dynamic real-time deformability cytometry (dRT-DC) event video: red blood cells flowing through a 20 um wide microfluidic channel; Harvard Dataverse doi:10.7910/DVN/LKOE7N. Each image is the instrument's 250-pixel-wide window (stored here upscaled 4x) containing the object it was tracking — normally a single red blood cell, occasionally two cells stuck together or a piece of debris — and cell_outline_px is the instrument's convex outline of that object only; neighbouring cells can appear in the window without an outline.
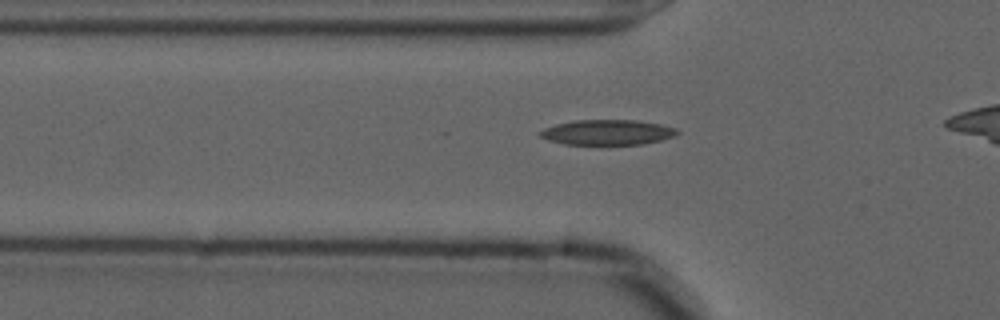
{"species": "common noctule bat (a hibernating species)", "species_latin": "Nyctalus noctula", "temperature_condition": "cold", "stored_images_in_passage": 33, "camera_frame_rate_fps": 3000, "um_per_image_px": 0.085, "animal": {"sex": "male", "forearm_length_mm": 52.5}, "frame": {"image": 1, "passage_image": 3, "time_ms": 0.667, "image_size_px": [1000, 320], "cell_outline_px": [[680, 132], [676, 136], [660, 140], [640, 144], [564, 144], [548, 140], [540, 136], [540, 132], [544, 128], [556, 124], [576, 120], [636, 120], [660, 124], [676, 128]], "centroid_in_image_um": [51.65, 11.24], "position_along_channel_um": 74.2, "area_um2": 20.0}}
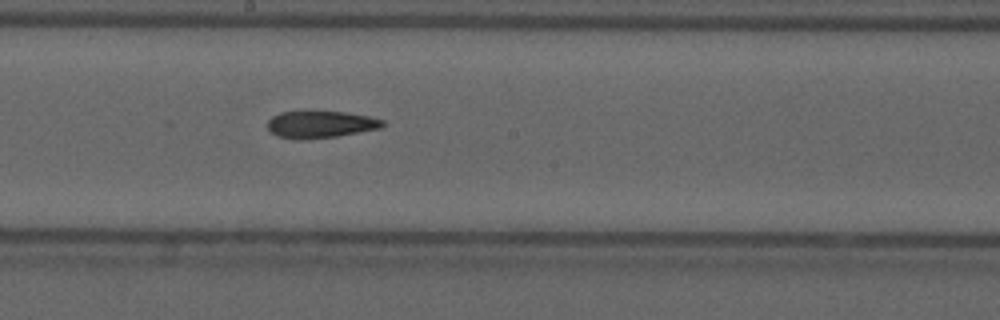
{"frame": {"image": 2, "passage_image": 15, "time_ms": 4.667, "image_size_px": [1000, 320], "cell_outline_px": [[384, 124], [380, 128], [336, 136], [304, 140], [292, 140], [276, 136], [268, 128], [268, 120], [272, 116], [280, 112], [344, 112], [368, 116], [384, 120]], "centroid_in_image_um": [27.2, 10.59], "position_along_channel_um": 221.0, "area_um2": 18.03}}
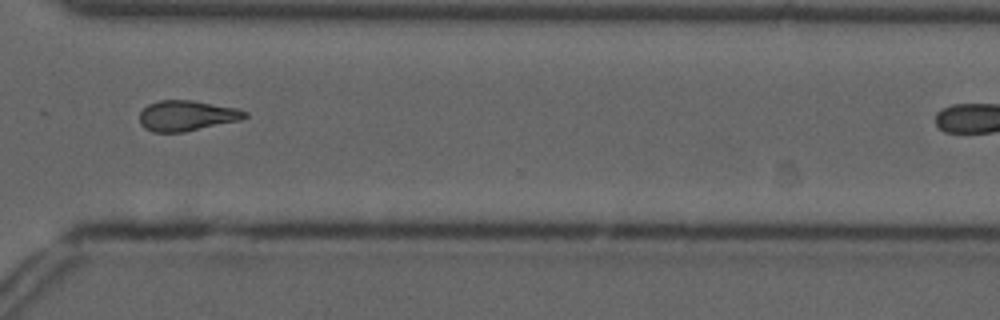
{"frame": {"image": 3, "passage_image": 26, "time_ms": 8.333, "image_size_px": [1000, 320], "cell_outline_px": [[248, 116], [240, 120], [184, 132], [152, 132], [144, 128], [140, 124], [140, 112], [148, 104], [160, 100], [192, 100], [236, 108], [248, 112]], "centroid_in_image_um": [15.86, 9.83], "position_along_channel_um": 354.7, "area_um2": 18.67}, "authors_computed_cell_mechanics": {"area_um2": 18.6694, "velocity_mm_per_s": 3.6557, "shape_relaxation_time_tau1_ms": null, "shape_relaxation_time_tau2_ms": 6.4452, "deformation_change_tau1": null, "deformation_change_tau2": 0.1705}}